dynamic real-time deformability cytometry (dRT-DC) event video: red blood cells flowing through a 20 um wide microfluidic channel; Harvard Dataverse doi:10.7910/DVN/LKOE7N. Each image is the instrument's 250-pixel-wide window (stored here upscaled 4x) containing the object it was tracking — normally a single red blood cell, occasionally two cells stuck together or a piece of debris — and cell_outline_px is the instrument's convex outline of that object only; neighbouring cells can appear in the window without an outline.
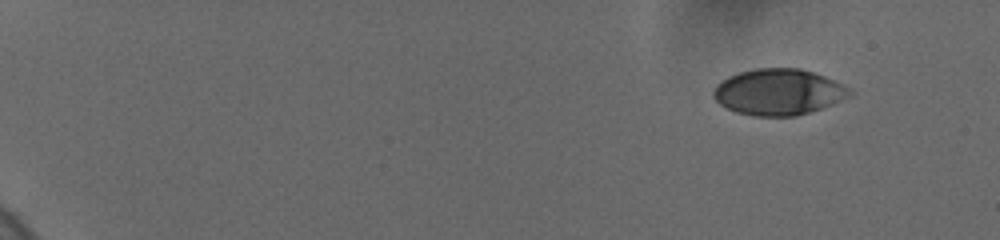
{"species": "human", "species_latin": "Homo sapiens", "temperature_condition": "cold", "stored_images_in_passage": 29, "camera_frame_rate_fps": 3000, "um_per_image_px": 0.085, "donor": {"sex": "female"}, "frame": {"image": 1, "passage_image": 1, "time_ms": 0.0, "image_size_px": [1000, 240], "cell_outline_px": [[856, 92], [848, 96], [820, 108], [796, 116], [752, 116], [736, 112], [720, 104], [712, 96], [712, 92], [716, 84], [728, 76], [740, 72], [756, 68], [800, 68], [824, 76]], "centroid_in_image_um": [66.11, 7.81], "position_along_channel_um": 18.9, "area_um2": 36.3}}